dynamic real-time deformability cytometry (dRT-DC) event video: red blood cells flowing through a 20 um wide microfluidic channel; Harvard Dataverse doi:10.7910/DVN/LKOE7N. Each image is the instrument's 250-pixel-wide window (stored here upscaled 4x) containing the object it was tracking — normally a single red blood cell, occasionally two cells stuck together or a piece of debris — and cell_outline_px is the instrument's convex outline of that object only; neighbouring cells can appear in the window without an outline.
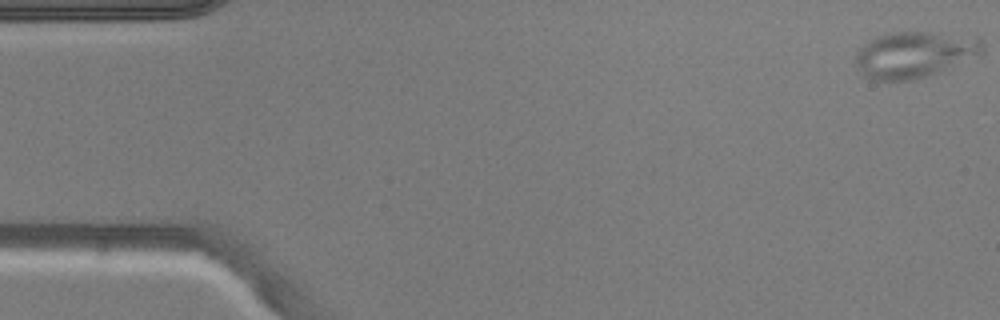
{"species": "common noctule bat (a hibernating species)", "species_latin": "Nyctalus noctula", "temperature_condition": "warm", "stored_images_in_passage": 6, "camera_frame_rate_fps": 3000, "um_per_image_px": 0.085, "animal": {"sex": "male", "body_mass_g": 20.5, "forearm_length_mm": 52.5}, "frame": {"image": 1, "passage_image": 1, "time_ms": 0.0, "image_size_px": [1000, 320], "cell_outline_px": [[984, 52], [980, 56], [928, 76], [916, 80], [872, 80], [864, 76], [856, 68], [856, 52], [868, 40], [876, 36], [888, 32], [940, 32], [984, 40]], "centroid_in_image_um": [77.73, 4.64], "position_along_channel_um": 7.3, "area_um2": 34.62}}